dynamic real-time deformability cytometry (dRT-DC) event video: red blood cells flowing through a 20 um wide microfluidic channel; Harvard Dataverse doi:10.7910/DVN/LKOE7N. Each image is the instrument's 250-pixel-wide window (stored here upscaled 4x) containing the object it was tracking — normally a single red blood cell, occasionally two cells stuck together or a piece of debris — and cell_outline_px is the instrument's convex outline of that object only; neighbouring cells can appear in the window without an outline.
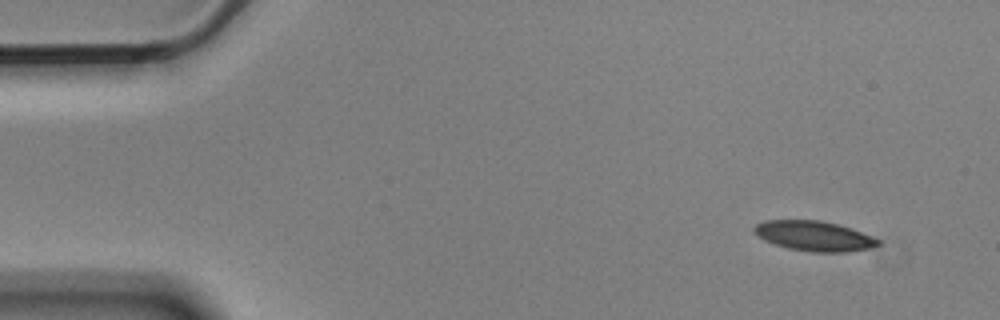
{"species": "Egyptian fruit bat (a non-hibernating species)", "species_latin": "Rousettus aegyptiacus", "temperature_condition": "cold", "stored_images_in_passage": 3, "camera_frame_rate_fps": 3000, "um_per_image_px": 0.085, "animal": {"sex": "male"}, "frame": {"image": 1, "passage_image": 1, "time_ms": 0.0, "image_size_px": [1000, 320], "cell_outline_px": [[880, 244], [868, 248], [844, 252], [812, 252], [788, 248], [764, 240], [752, 228], [756, 224], [764, 220], [820, 220], [836, 224], [872, 236], [880, 240]], "centroid_in_image_um": [69.18, 20.05], "position_along_channel_um": 15.8, "area_um2": 21.27}}